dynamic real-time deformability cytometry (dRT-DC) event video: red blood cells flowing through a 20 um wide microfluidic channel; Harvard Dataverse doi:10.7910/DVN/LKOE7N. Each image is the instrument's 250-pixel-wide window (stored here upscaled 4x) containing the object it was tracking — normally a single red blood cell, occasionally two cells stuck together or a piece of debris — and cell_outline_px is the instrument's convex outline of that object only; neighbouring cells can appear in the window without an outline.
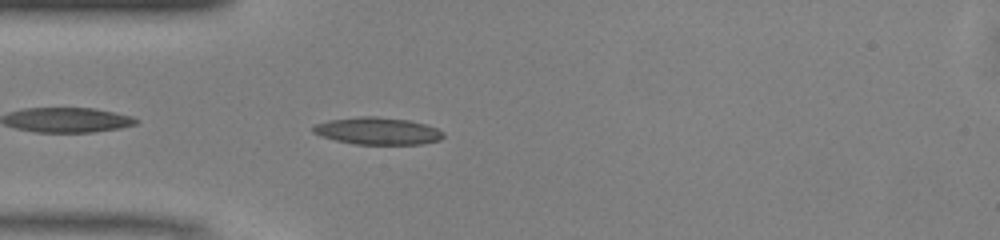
{"species": "common noctule bat (a hibernating species)", "species_latin": "Nyctalus noctula", "temperature_condition": "warm", "stored_images_in_passage": 38, "camera_frame_rate_fps": 3000, "um_per_image_px": 0.085, "animal": {"sex": "male", "body_mass_g": 13.0, "forearm_length_mm": 53.1}, "frame": {"image": 1, "passage_image": 2, "time_ms": 0.333, "image_size_px": [1000, 240], "cell_outline_px": [[444, 136], [440, 140], [424, 144], [356, 144], [336, 140], [312, 132], [312, 128], [316, 124], [328, 120], [360, 116], [376, 116], [408, 120], [424, 124], [436, 128], [444, 132]], "centroid_in_image_um": [32.12, 11.13], "position_along_channel_um": 52.9, "area_um2": 20.52}}
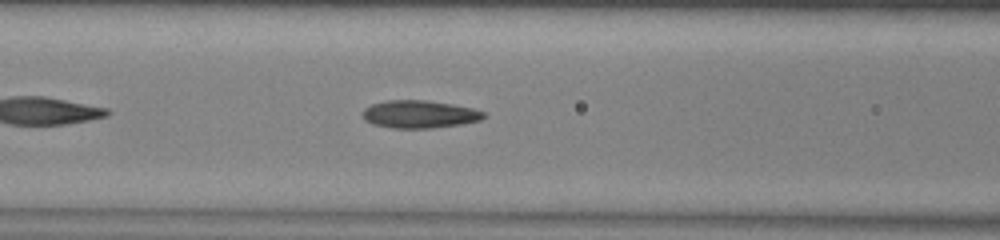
{"frame": {"image": 2, "passage_image": 8, "time_ms": 2.333, "image_size_px": [1000, 240], "cell_outline_px": [[484, 116], [480, 120], [460, 124], [432, 128], [392, 128], [372, 124], [364, 120], [364, 108], [372, 104], [388, 100], [424, 100], [452, 104], [472, 108], [484, 112]], "centroid_in_image_um": [35.63, 9.71], "position_along_channel_um": 131.0, "area_um2": 19.36}}
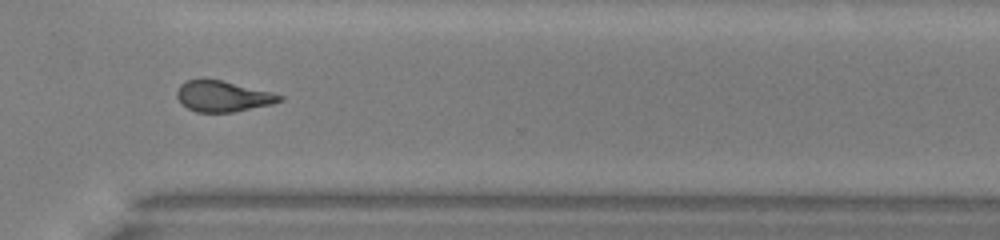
{"frame": {"image": 3, "passage_image": 24, "time_ms": 7.667, "image_size_px": [1000, 240], "cell_outline_px": [[284, 100], [272, 104], [232, 112], [196, 112], [180, 104], [176, 96], [176, 92], [180, 84], [184, 80], [200, 76], [220, 80], [272, 92], [284, 96]], "centroid_in_image_um": [18.87, 8.15], "position_along_channel_um": 351.7, "area_um2": 18.9}, "authors_computed_cell_mechanics": {"area_um2": 18.9006, "velocity_mm_per_s": 4.1426, "shape_relaxation_time_tau1_ms": 6.087, "shape_relaxation_time_tau2_ms": 2.9064, "deformation_change_tau1": 0.1903, "deformation_change_tau2": 0.1149}}